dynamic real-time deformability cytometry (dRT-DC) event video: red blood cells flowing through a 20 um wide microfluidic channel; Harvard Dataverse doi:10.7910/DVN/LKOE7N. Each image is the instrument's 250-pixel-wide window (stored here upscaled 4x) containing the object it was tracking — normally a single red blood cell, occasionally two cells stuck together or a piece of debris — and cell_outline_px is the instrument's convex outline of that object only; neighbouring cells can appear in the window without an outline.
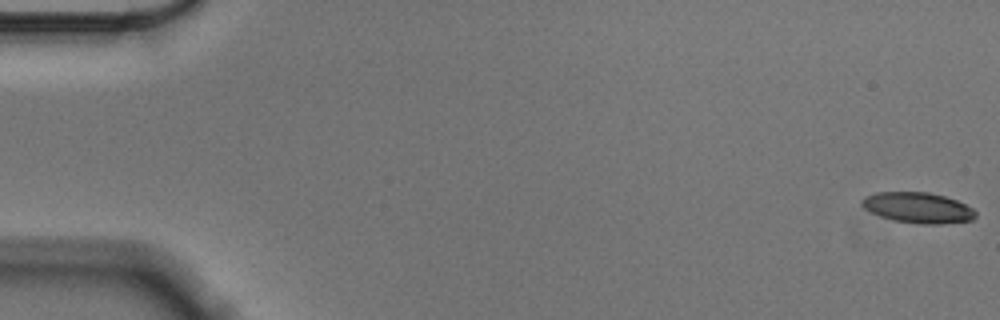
{"species": "Egyptian fruit bat (a non-hibernating species)", "species_latin": "Rousettus aegyptiacus", "temperature_condition": "cold", "stored_images_in_passage": 16, "camera_frame_rate_fps": 3000, "um_per_image_px": 0.085, "animal": {"sex": "male"}, "frame": {"image": 1, "passage_image": 1, "time_ms": 0.0, "image_size_px": [1000, 320], "cell_outline_px": [[976, 216], [972, 220], [940, 224], [920, 224], [892, 220], [880, 216], [864, 208], [860, 204], [860, 200], [864, 196], [876, 192], [928, 192], [944, 196], [956, 200], [972, 208], [976, 212]], "centroid_in_image_um": [77.99, 17.65], "position_along_channel_um": 7.0, "area_um2": 20.35}}
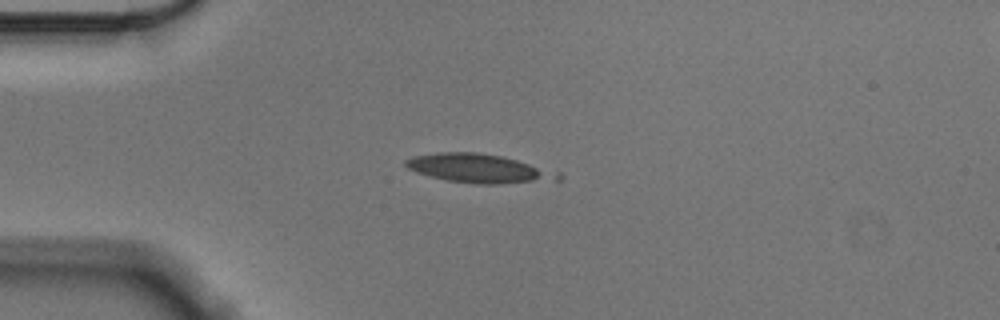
{"frame": {"image": 2, "passage_image": 15, "time_ms": 4.667, "image_size_px": [1000, 320], "cell_outline_px": [[564, 176], [560, 180], [500, 184], [476, 184], [448, 180], [416, 172], [408, 168], [404, 164], [404, 160], [412, 156], [436, 152], [476, 152], [500, 156], [516, 160], [560, 172]], "centroid_in_image_um": [40.72, 14.32], "position_along_channel_um": 44.3, "area_um2": 25.55}}